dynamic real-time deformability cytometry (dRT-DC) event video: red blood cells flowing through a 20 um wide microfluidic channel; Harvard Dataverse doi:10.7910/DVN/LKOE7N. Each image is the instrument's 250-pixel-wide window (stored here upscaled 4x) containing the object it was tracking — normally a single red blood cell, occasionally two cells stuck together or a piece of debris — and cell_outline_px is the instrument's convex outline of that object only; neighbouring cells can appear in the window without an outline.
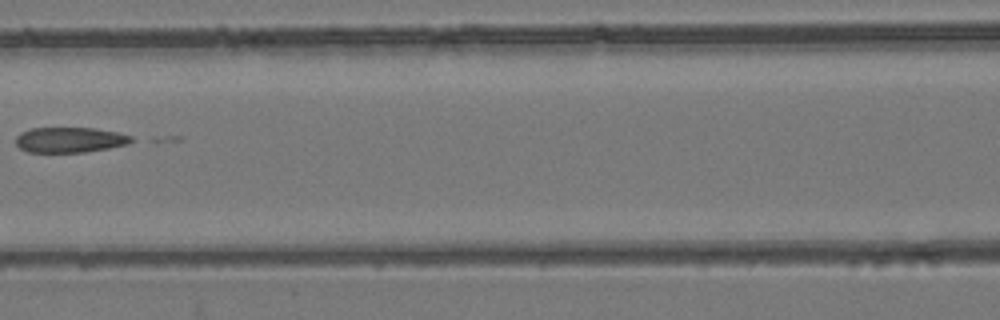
{"species": "common noctule bat (a hibernating species)", "species_latin": "Nyctalus noctula", "temperature_condition": "room temperature", "stored_images_in_passage": 8, "camera_frame_rate_fps": 3000, "um_per_image_px": 0.085, "animal": {"sex": "female", "body_mass_g": 24.6, "forearm_length_mm": 56.2}, "frame": {"image": 1, "passage_image": 7, "time_ms": 7.667, "image_size_px": [1000, 320], "cell_outline_px": [[136, 140], [128, 144], [108, 148], [84, 152], [28, 152], [20, 148], [16, 144], [16, 136], [20, 132], [32, 128], [92, 128], [116, 132], [132, 136]], "centroid_in_image_um": [5.94, 11.89], "position_along_channel_um": 160.7, "area_um2": 17.05}}
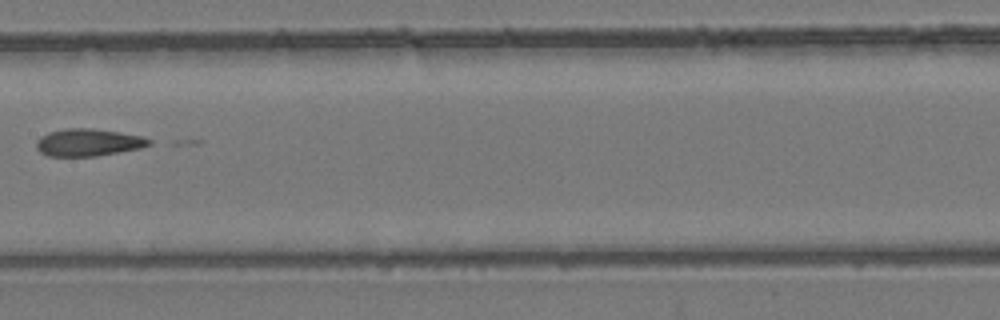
{"frame": {"image": 2, "passage_image": 8, "time_ms": 8.667, "image_size_px": [1000, 320], "cell_outline_px": [[152, 144], [140, 148], [96, 156], [48, 156], [40, 152], [36, 148], [36, 140], [40, 136], [48, 132], [64, 128], [92, 128], [120, 132], [144, 136], [152, 140]], "centroid_in_image_um": [7.5, 12.1], "position_along_channel_um": 199.9, "area_um2": 18.15}}